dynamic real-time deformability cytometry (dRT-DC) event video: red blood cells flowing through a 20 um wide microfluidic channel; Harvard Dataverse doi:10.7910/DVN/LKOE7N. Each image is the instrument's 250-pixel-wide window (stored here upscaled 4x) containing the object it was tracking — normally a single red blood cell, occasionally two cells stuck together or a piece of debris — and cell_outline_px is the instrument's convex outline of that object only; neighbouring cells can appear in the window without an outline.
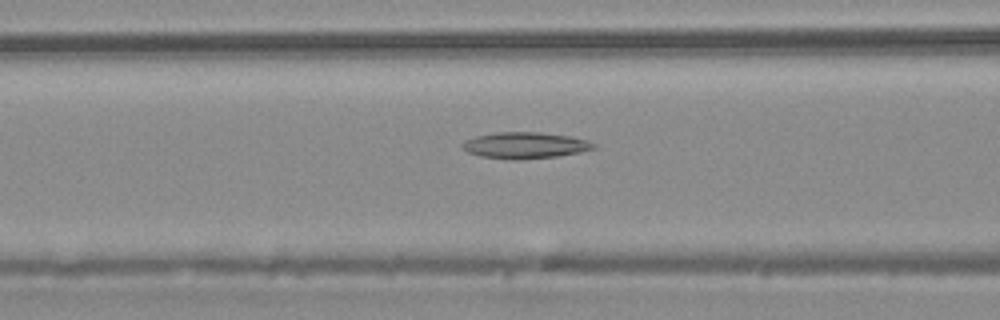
{"species": "common noctule bat (a hibernating species)", "species_latin": "Nyctalus noctula", "temperature_condition": "warm", "stored_images_in_passage": 45, "camera_frame_rate_fps": 3000, "um_per_image_px": 0.085, "animal": {"sex": "male", "body_mass_g": 20.4}, "frame": {"image": 1, "passage_image": 18, "time_ms": 5.667, "image_size_px": [1000, 320], "cell_outline_px": [[596, 148], [580, 152], [556, 156], [520, 160], [512, 160], [480, 156], [468, 152], [460, 148], [460, 144], [464, 140], [476, 136], [496, 132], [540, 132], [572, 136], [588, 140], [596, 144]], "centroid_in_image_um": [44.61, 12.35], "position_along_channel_um": 122.0, "area_um2": 20.4}}
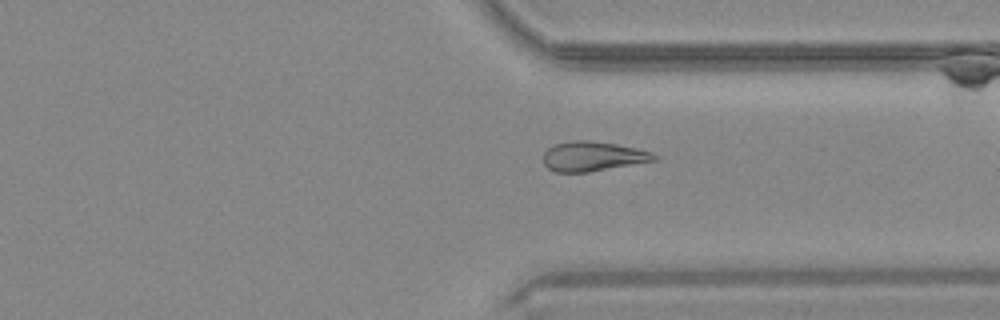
{"frame": {"image": 2, "passage_image": 34, "time_ms": 11.0, "image_size_px": [1000, 320], "cell_outline_px": [[660, 156], [656, 160], [588, 172], [556, 172], [548, 168], [544, 164], [544, 152], [548, 148], [556, 144], [576, 140], [584, 140], [616, 144], [636, 148], [652, 152]], "centroid_in_image_um": [50.4, 13.29], "position_along_channel_um": 361.0, "area_um2": 18.96}}
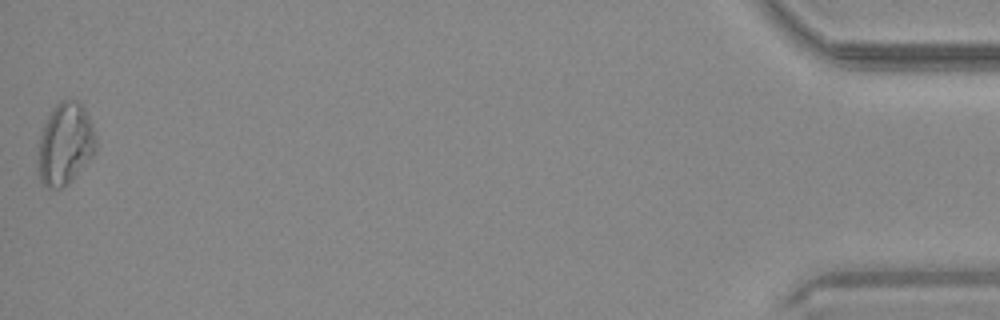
{"frame": {"image": 3, "passage_image": 45, "time_ms": 14.667, "image_size_px": [1000, 320], "cell_outline_px": [[96, 152], [72, 180], [68, 184], [60, 188], [48, 188], [40, 180], [36, 172], [36, 160], [40, 136], [44, 124], [52, 108], [60, 100], [76, 100], [84, 108], [92, 124], [96, 136]], "centroid_in_image_um": [5.51, 12.26], "position_along_channel_um": 429.7, "area_um2": 28.03}}